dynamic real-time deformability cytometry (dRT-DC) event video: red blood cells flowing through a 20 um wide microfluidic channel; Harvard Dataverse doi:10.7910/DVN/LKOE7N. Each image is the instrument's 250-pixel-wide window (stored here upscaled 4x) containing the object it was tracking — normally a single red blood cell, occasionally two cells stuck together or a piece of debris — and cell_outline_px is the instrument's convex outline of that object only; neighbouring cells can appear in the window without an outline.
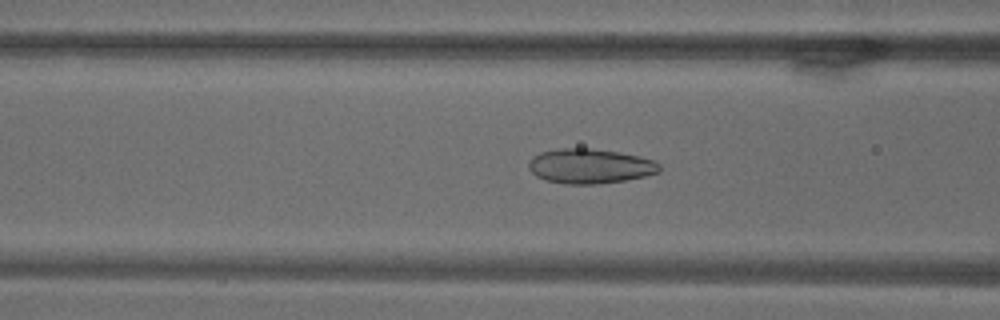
{"species": "common noctule bat (a hibernating species)", "species_latin": "Nyctalus noctula", "temperature_condition": "warm", "stored_images_in_passage": 72, "camera_frame_rate_fps": 3000, "um_per_image_px": 0.085, "animal": {"sex": "male", "body_mass_g": 18.8}, "frame": {"image": 1, "passage_image": 29, "time_ms": 9.333, "image_size_px": [1000, 320], "cell_outline_px": [[660, 172], [644, 176], [624, 180], [596, 184], [564, 184], [544, 180], [536, 176], [528, 168], [528, 164], [532, 156], [540, 152], [556, 148], [592, 148], [620, 152], [640, 156], [656, 160], [660, 164]], "centroid_in_image_um": [50.14, 14.11], "position_along_channel_um": 116.5, "area_um2": 26.82}}
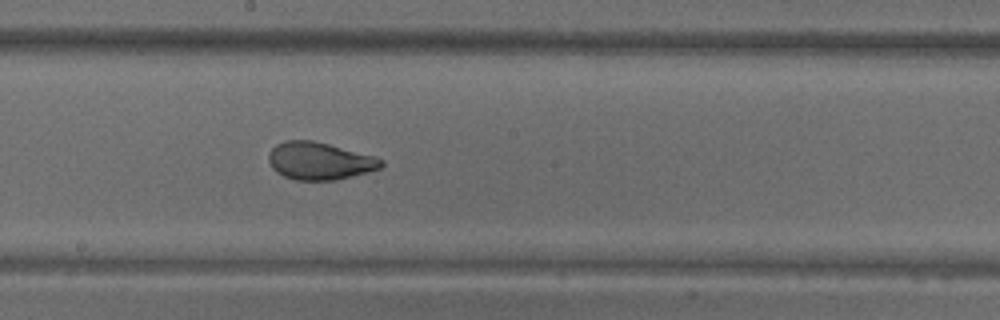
{"frame": {"image": 2, "passage_image": 40, "time_ms": 13.0, "image_size_px": [1000, 320], "cell_outline_px": [[384, 164], [380, 168], [368, 172], [336, 180], [296, 180], [284, 176], [276, 172], [272, 168], [268, 160], [268, 152], [276, 144], [284, 140], [312, 140], [376, 156], [384, 160]], "centroid_in_image_um": [27.15, 13.68], "position_along_channel_um": 221.0, "area_um2": 24.74}}
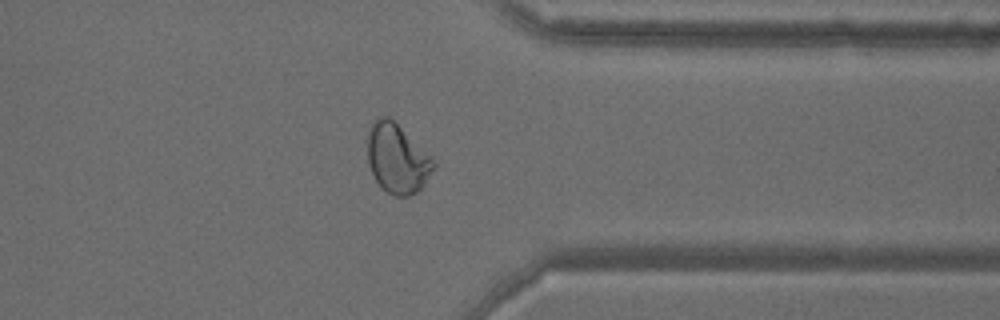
{"frame": {"image": 3, "passage_image": 57, "time_ms": 18.667, "image_size_px": [1000, 320], "cell_outline_px": [[436, 164], [424, 184], [416, 192], [408, 196], [396, 196], [388, 192], [376, 180], [368, 164], [368, 128], [376, 116], [388, 116]], "centroid_in_image_um": [33.7, 13.47], "position_along_channel_um": 377.7, "area_um2": 25.78}}